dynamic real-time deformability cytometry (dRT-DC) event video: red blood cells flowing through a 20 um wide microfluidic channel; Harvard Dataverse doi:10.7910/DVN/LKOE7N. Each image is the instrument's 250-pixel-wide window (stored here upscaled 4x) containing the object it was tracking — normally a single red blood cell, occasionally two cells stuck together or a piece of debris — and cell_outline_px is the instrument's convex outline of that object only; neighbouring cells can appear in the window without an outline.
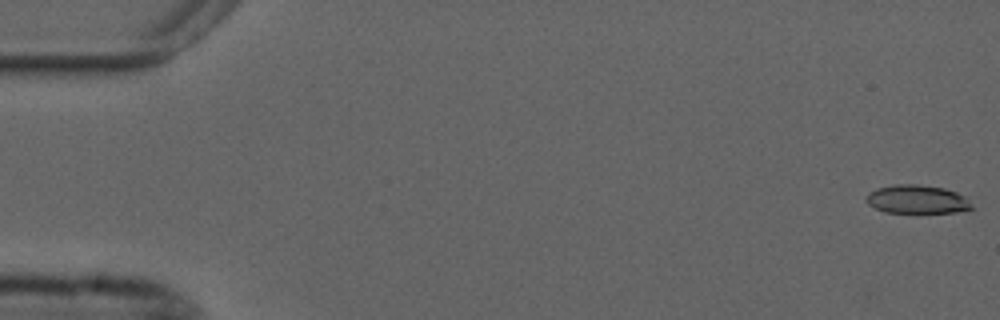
{"species": "common noctule bat (a hibernating species)", "species_latin": "Nyctalus noctula", "temperature_condition": "cold", "stored_images_in_passage": 14, "camera_frame_rate_fps": 3000, "um_per_image_px": 0.085, "animal": {"sex": "male", "forearm_length_mm": 52.5}, "frame": {"image": 1, "passage_image": 1, "time_ms": 0.0, "image_size_px": [1000, 320], "cell_outline_px": [[972, 208], [956, 212], [884, 212], [868, 204], [864, 200], [868, 192], [876, 188], [892, 184], [916, 184], [944, 188], [956, 192], [964, 196]], "centroid_in_image_um": [77.87, 16.93], "position_along_channel_um": 7.1, "area_um2": 17.4}}
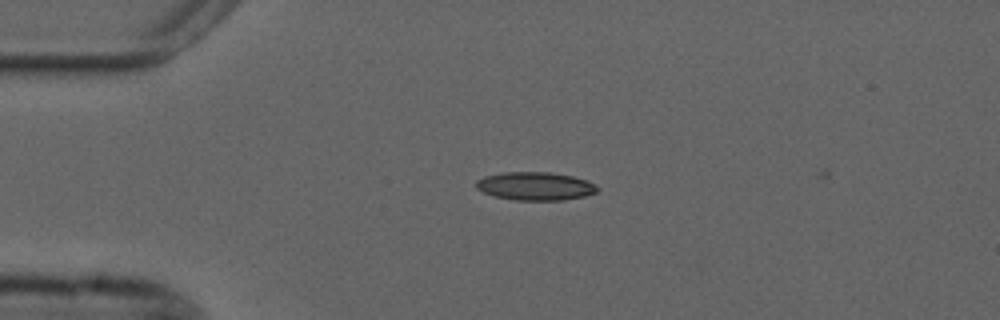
{"frame": {"image": 2, "passage_image": 13, "time_ms": 4.0, "image_size_px": [1000, 320], "cell_outline_px": [[600, 188], [596, 192], [584, 196], [564, 200], [516, 200], [496, 196], [484, 192], [476, 188], [476, 180], [484, 176], [504, 172], [548, 172], [572, 176], [588, 180]], "centroid_in_image_um": [45.51, 15.81], "position_along_channel_um": 39.5, "area_um2": 19.88}}